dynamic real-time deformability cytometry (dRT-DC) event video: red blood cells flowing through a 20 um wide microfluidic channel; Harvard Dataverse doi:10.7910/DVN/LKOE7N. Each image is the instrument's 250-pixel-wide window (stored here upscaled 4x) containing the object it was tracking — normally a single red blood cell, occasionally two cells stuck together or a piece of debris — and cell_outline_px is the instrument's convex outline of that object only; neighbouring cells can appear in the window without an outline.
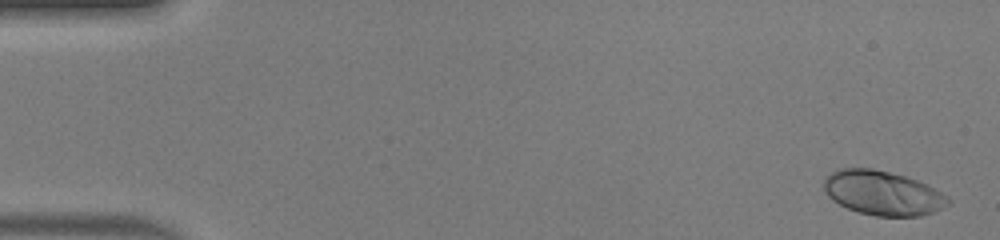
{"species": "human", "species_latin": "Homo sapiens", "temperature_condition": "warm", "stored_images_in_passage": 50, "camera_frame_rate_fps": 3000, "um_per_image_px": 0.085, "donor": {"sex": "male"}, "frame": {"image": 1, "passage_image": 2, "time_ms": 0.333, "image_size_px": [1000, 240], "cell_outline_px": [[952, 200], [948, 204], [932, 212], [920, 216], [876, 216], [860, 212], [848, 208], [832, 200], [824, 192], [824, 180], [832, 172], [840, 168], [872, 168], [904, 176], [928, 184], [948, 196]], "centroid_in_image_um": [75.03, 16.4], "position_along_channel_um": 10.0, "area_um2": 31.96}}
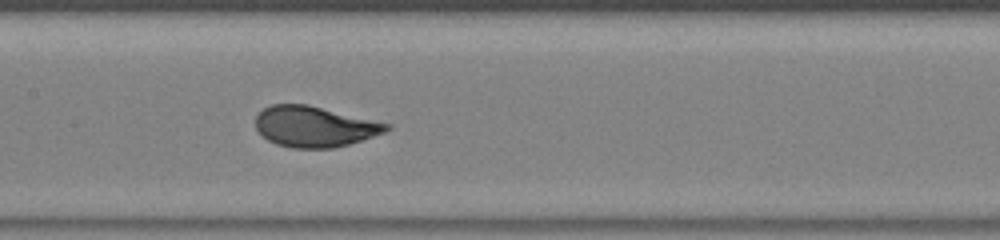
{"frame": {"image": 2, "passage_image": 25, "time_ms": 8.0, "image_size_px": [1000, 240], "cell_outline_px": [[392, 128], [384, 132], [348, 144], [332, 148], [292, 148], [276, 144], [268, 140], [256, 128], [256, 116], [264, 108], [272, 104], [308, 104], [392, 124]], "centroid_in_image_um": [26.74, 10.75], "position_along_channel_um": 180.7, "area_um2": 30.92}}
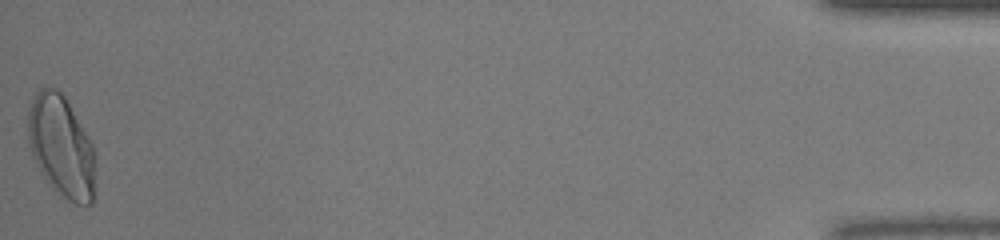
{"frame": {"image": 3, "passage_image": 50, "time_ms": 16.333, "image_size_px": [1000, 240], "cell_outline_px": [[96, 156], [92, 204], [76, 204], [68, 200], [52, 188], [48, 184], [32, 156], [28, 144], [28, 112], [32, 100], [36, 92], [40, 88], [56, 88], [64, 96], [88, 136], [92, 144]], "centroid_in_image_um": [5.21, 12.46], "position_along_channel_um": 430.0, "area_um2": 39.82}, "authors_computed_cell_mechanics": {"area_um2": 31.3276, "velocity_mm_per_s": 4.1529, "shape_relaxation_time_tau1_ms": 3.2353, "shape_relaxation_time_tau2_ms": null, "deformation_change_tau1": 0.1822, "deformation_change_tau2": null}}